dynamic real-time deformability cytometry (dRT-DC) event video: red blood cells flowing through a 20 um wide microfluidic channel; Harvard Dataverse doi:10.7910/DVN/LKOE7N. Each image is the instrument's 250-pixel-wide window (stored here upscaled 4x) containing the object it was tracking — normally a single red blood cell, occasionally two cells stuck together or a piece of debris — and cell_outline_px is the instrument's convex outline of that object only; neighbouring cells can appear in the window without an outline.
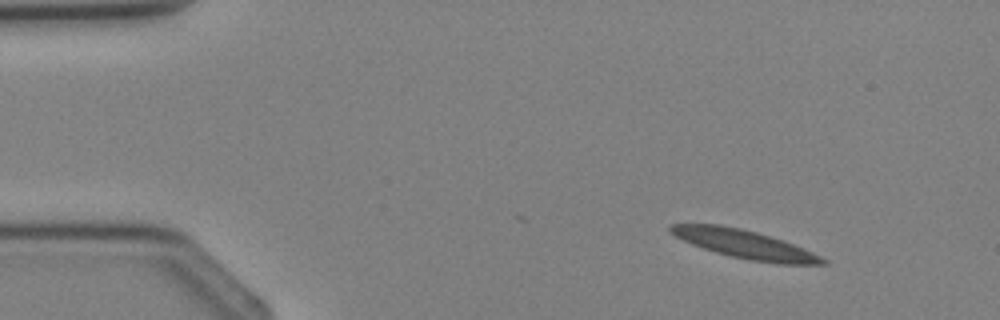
{"species": "Egyptian fruit bat (a non-hibernating species)", "species_latin": "Rousettus aegyptiacus", "temperature_condition": "cold", "stored_images_in_passage": 2, "camera_frame_rate_fps": 3000, "um_per_image_px": 0.085, "animal": {"sex": "female"}, "frame": {"image": 1, "passage_image": 1, "time_ms": 0.0, "image_size_px": [1000, 320], "cell_outline_px": [[828, 264], [780, 264], [752, 260], [732, 256], [716, 252], [692, 244], [676, 236], [668, 228], [668, 224], [720, 224], [740, 228], [772, 236], [784, 240], [804, 248], [828, 260]], "centroid_in_image_um": [63.34, 20.75], "position_along_channel_um": 21.7, "area_um2": 24.97}}